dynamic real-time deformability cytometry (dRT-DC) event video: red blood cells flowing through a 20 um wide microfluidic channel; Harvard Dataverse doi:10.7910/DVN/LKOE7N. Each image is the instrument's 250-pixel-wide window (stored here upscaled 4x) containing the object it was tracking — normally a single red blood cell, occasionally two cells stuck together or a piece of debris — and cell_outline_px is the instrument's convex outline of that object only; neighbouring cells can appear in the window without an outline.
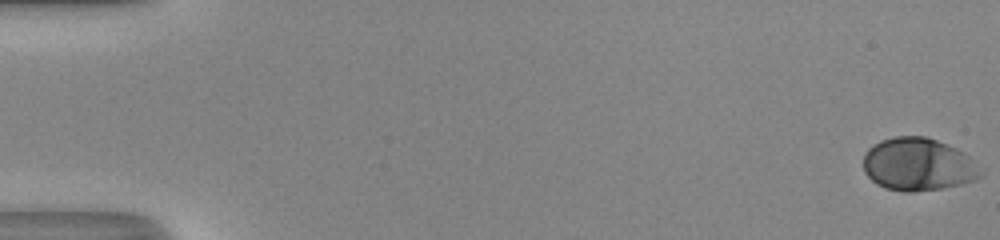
{"species": "human", "species_latin": "Homo sapiens", "temperature_condition": "room temperature", "stored_images_in_passage": 52, "camera_frame_rate_fps": 3000, "um_per_image_px": 0.085, "donor": {"sex": "male"}, "frame": {"image": 1, "passage_image": 1, "time_ms": 0.0, "image_size_px": [1000, 240], "cell_outline_px": [[984, 172], [980, 176], [972, 180], [960, 184], [940, 188], [912, 192], [904, 192], [884, 188], [876, 184], [864, 172], [864, 152], [868, 148], [880, 140], [896, 136], [924, 136], [936, 140], [956, 148], [968, 156]], "centroid_in_image_um": [78.0, 13.97], "position_along_channel_um": 7.0, "area_um2": 35.95}}
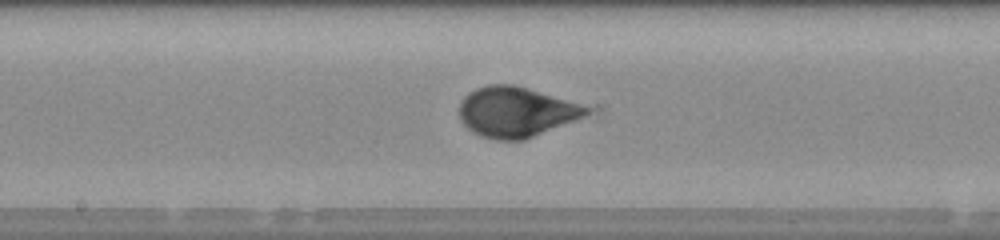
{"frame": {"image": 2, "passage_image": 29, "time_ms": 9.333, "image_size_px": [1000, 240], "cell_outline_px": [[588, 112], [584, 116], [524, 140], [496, 140], [480, 136], [472, 132], [460, 120], [460, 100], [468, 92], [476, 88], [488, 84], [512, 84], [580, 104], [588, 108]], "centroid_in_image_um": [43.77, 9.52], "position_along_channel_um": 204.4, "area_um2": 36.65}}
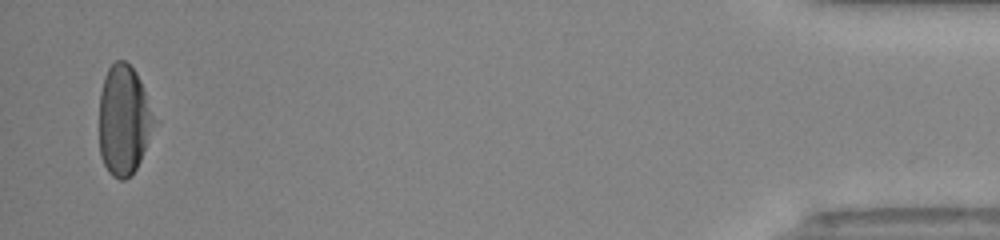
{"frame": {"image": 3, "passage_image": 51, "time_ms": 16.667, "image_size_px": [1000, 240], "cell_outline_px": [[152, 120], [144, 148], [140, 160], [136, 168], [124, 180], [120, 180], [112, 176], [108, 172], [100, 156], [100, 92], [104, 76], [108, 68], [116, 60], [124, 60], [136, 72], [140, 80], [152, 116]], "centroid_in_image_um": [10.45, 10.2], "position_along_channel_um": 424.8, "area_um2": 33.93}, "authors_computed_cell_mechanics": {"area_um2": 35.2002, "velocity_mm_per_s": 4.1429, "shape_relaxation_time_tau1_ms": 3.3202, "shape_relaxation_time_tau2_ms": null, "deformation_change_tau1": 0.1574, "deformation_change_tau2": null}}